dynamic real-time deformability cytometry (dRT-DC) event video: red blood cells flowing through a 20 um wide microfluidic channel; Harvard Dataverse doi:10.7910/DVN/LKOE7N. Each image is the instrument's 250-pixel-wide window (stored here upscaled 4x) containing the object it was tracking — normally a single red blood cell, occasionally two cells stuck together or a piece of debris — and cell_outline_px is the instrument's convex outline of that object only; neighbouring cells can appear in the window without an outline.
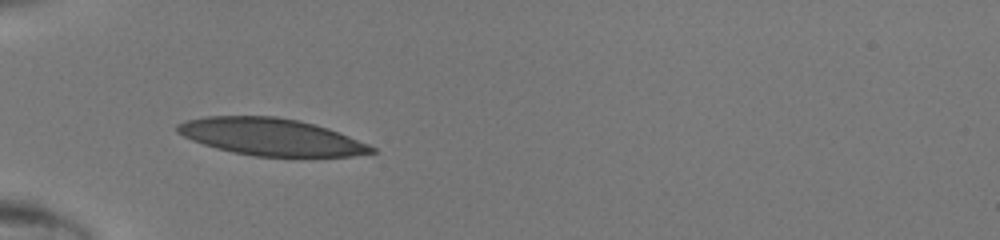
{"species": "human", "species_latin": "Homo sapiens", "temperature_condition": "room temperature", "stored_images_in_passage": 31, "camera_frame_rate_fps": 3000, "um_per_image_px": 0.085, "donor": {"sex": "male"}, "frame": {"image": 1, "passage_image": 1, "time_ms": 0.0, "image_size_px": [1000, 240], "cell_outline_px": [[376, 152], [352, 156], [252, 156], [232, 152], [216, 148], [192, 140], [176, 132], [176, 124], [188, 120], [208, 116], [276, 116], [300, 120], [328, 128], [368, 144], [376, 148]], "centroid_in_image_um": [23.02, 11.63], "position_along_channel_um": 62.0, "area_um2": 41.79}}
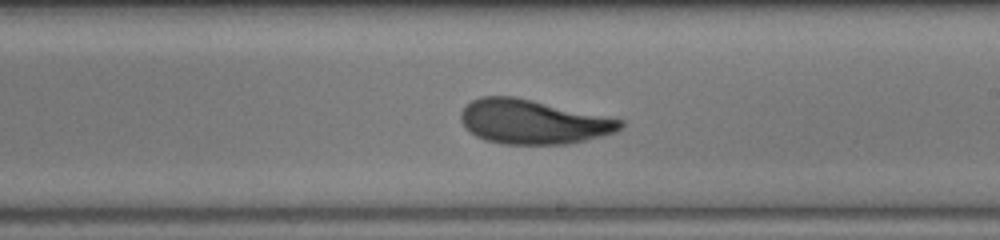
{"frame": {"image": 2, "passage_image": 14, "time_ms": 4.333, "image_size_px": [1000, 240], "cell_outline_px": [[624, 128], [616, 132], [568, 144], [504, 144], [484, 140], [476, 136], [460, 120], [460, 112], [472, 100], [480, 96], [516, 96], [608, 116], [624, 120]], "centroid_in_image_um": [45.34, 10.34], "position_along_channel_um": 243.7, "area_um2": 41.33}}
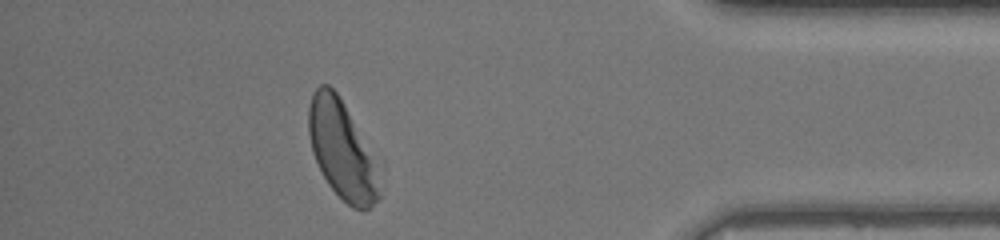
{"frame": {"image": 3, "passage_image": 27, "time_ms": 8.667, "image_size_px": [1000, 240], "cell_outline_px": [[380, 200], [364, 212], [360, 212], [352, 208], [328, 184], [312, 152], [308, 132], [308, 108], [312, 96], [316, 88], [320, 84], [328, 84], [336, 92], [344, 104], [376, 160], [380, 196]], "centroid_in_image_um": [29.07, 12.79], "position_along_channel_um": 406.1, "area_um2": 40.23}}